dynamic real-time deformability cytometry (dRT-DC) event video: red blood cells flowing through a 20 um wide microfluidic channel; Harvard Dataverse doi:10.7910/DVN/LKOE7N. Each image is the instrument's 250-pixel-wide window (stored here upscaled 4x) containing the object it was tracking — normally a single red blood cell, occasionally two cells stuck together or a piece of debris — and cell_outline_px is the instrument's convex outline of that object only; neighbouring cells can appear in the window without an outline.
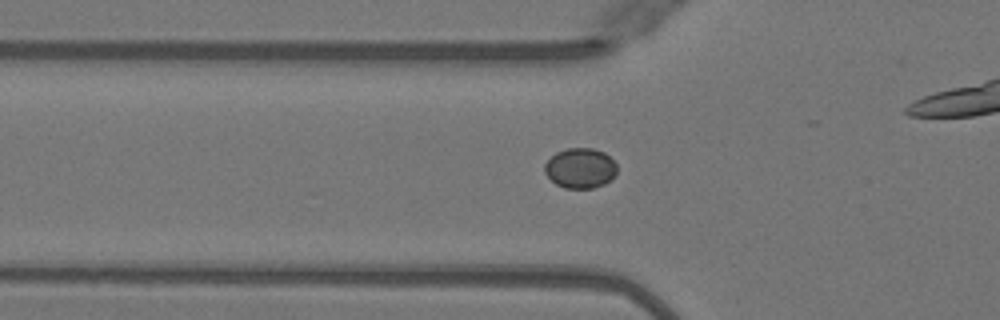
{"species": "Egyptian fruit bat (a non-hibernating species)", "species_latin": "Rousettus aegyptiacus", "temperature_condition": "warm", "stored_images_in_passage": 29, "camera_frame_rate_fps": 3000, "um_per_image_px": 0.085, "animal": {"sex": "female"}, "frame": {"image": 1, "passage_image": 7, "time_ms": 2.0, "image_size_px": [1000, 320], "cell_outline_px": [[616, 176], [604, 184], [592, 188], [564, 188], [556, 184], [544, 172], [544, 164], [556, 152], [568, 148], [592, 148], [604, 152], [616, 164]], "centroid_in_image_um": [49.32, 14.29], "position_along_channel_um": 76.5, "area_um2": 16.88}}
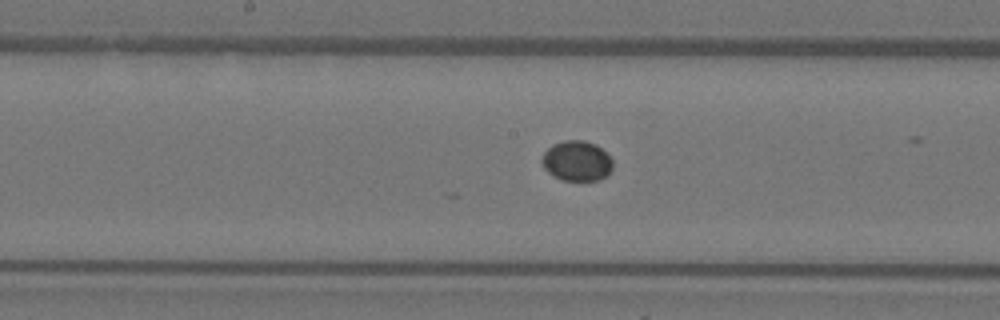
{"frame": {"image": 2, "passage_image": 16, "time_ms": 5.0, "image_size_px": [1000, 320], "cell_outline_px": [[612, 168], [608, 176], [600, 180], [560, 180], [552, 176], [544, 168], [540, 160], [544, 152], [552, 144], [564, 140], [584, 140], [596, 144], [612, 160]], "centroid_in_image_um": [49.0, 13.68], "position_along_channel_um": 199.2, "area_um2": 16.76}}
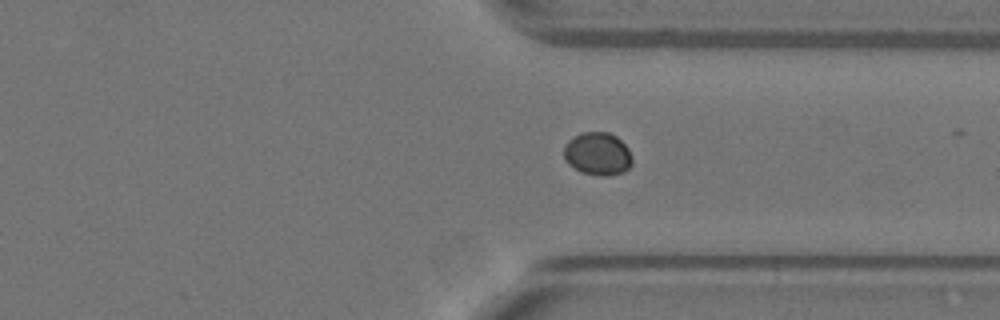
{"frame": {"image": 3, "passage_image": 28, "time_ms": 9.0, "image_size_px": [1000, 320], "cell_outline_px": [[632, 164], [624, 172], [608, 176], [600, 176], [580, 172], [568, 164], [564, 160], [564, 144], [568, 140], [580, 132], [608, 132], [616, 136], [628, 148], [632, 156]], "centroid_in_image_um": [50.78, 13.08], "position_along_channel_um": 360.6, "area_um2": 17.34}}